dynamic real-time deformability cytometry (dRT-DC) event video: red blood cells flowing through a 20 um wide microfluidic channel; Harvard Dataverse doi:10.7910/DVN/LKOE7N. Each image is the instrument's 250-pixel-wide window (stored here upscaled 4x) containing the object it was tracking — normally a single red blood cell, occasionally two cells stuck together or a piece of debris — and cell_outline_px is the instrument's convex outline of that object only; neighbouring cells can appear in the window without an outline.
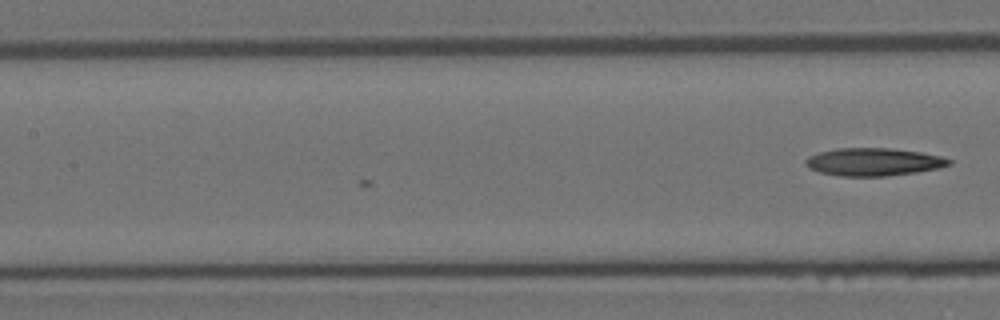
{"species": "Egyptian fruit bat (a non-hibernating species)", "species_latin": "Rousettus aegyptiacus", "temperature_condition": "room temperature", "stored_images_in_passage": 5, "camera_frame_rate_fps": 3000, "um_per_image_px": 0.085, "animal": {"sex": "female"}, "frame": {"image": 1, "passage_image": 5, "time_ms": 1.333, "image_size_px": [1000, 320], "cell_outline_px": [[952, 164], [940, 168], [916, 172], [888, 176], [840, 176], [820, 172], [808, 168], [804, 160], [808, 156], [820, 152], [836, 148], [892, 148], [920, 152], [940, 156], [952, 160]], "centroid_in_image_um": [74.26, 13.76], "position_along_channel_um": 133.1, "area_um2": 23.29}}